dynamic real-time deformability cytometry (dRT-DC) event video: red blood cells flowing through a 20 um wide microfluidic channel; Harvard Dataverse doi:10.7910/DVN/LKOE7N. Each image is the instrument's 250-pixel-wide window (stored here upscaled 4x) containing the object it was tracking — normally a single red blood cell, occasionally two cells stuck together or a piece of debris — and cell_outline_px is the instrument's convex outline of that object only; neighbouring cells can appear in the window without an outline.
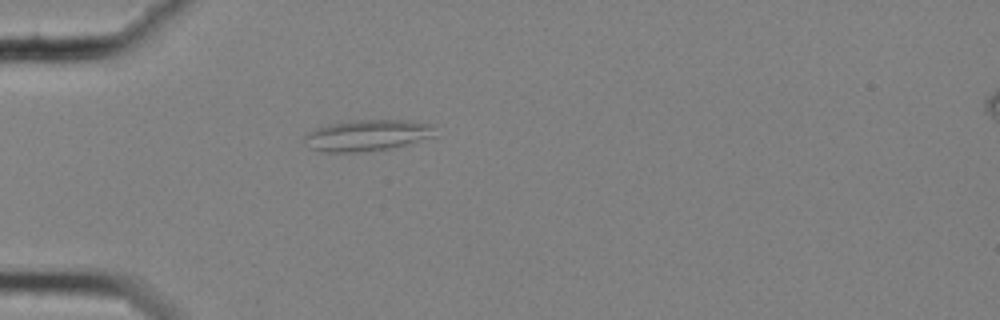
{"species": "common noctule bat (a hibernating species)", "species_latin": "Nyctalus noctula", "temperature_condition": "cold", "stored_images_in_passage": 41, "camera_frame_rate_fps": 3000, "um_per_image_px": 0.085, "animal": {"sex": "female", "body_mass_g": 25.1}, "frame": {"image": 1, "passage_image": 1, "time_ms": 0.0, "image_size_px": [1000, 320], "cell_outline_px": [[436, 136], [388, 148], [356, 152], [324, 152], [308, 148], [304, 140], [304, 136], [308, 132], [316, 128], [328, 124], [352, 120], [408, 120], [432, 124]], "centroid_in_image_um": [31.17, 11.49], "position_along_channel_um": 53.8, "area_um2": 23.64}}
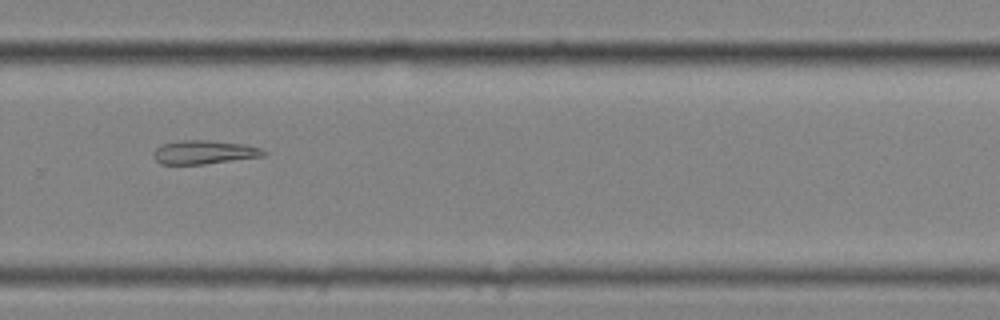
{"frame": {"image": 2, "passage_image": 24, "time_ms": 7.667, "image_size_px": [1000, 320], "cell_outline_px": [[268, 152], [264, 156], [204, 164], [160, 164], [152, 156], [152, 152], [160, 144], [180, 140], [208, 140], [244, 144], [260, 148]], "centroid_in_image_um": [17.31, 12.93], "position_along_channel_um": 312.5, "area_um2": 15.32}}
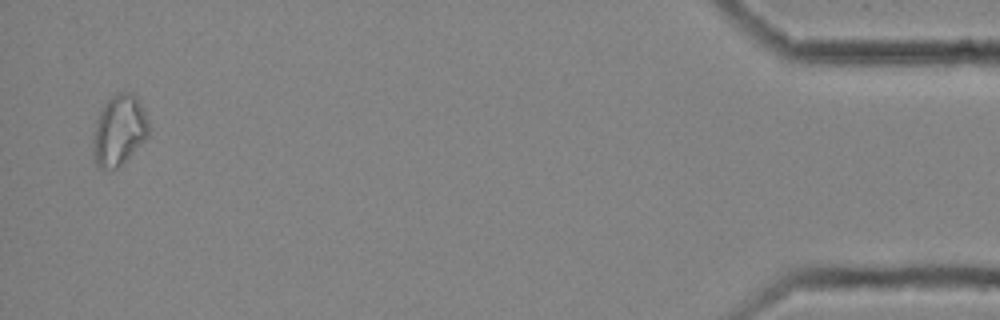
{"frame": {"image": 3, "passage_image": 40, "time_ms": 13.0, "image_size_px": [1000, 320], "cell_outline_px": [[148, 136], [116, 168], [100, 168], [92, 160], [92, 136], [96, 120], [104, 104], [112, 96], [120, 92], [132, 92], [136, 96], [144, 108], [148, 120]], "centroid_in_image_um": [10.09, 11.05], "position_along_channel_um": 425.1, "area_um2": 22.77}}